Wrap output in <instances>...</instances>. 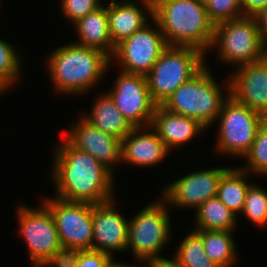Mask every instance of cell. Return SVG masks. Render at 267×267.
<instances>
[{
	"mask_svg": "<svg viewBox=\"0 0 267 267\" xmlns=\"http://www.w3.org/2000/svg\"><path fill=\"white\" fill-rule=\"evenodd\" d=\"M205 5L208 18L214 25L244 16L241 0H209Z\"/></svg>",
	"mask_w": 267,
	"mask_h": 267,
	"instance_id": "obj_29",
	"label": "cell"
},
{
	"mask_svg": "<svg viewBox=\"0 0 267 267\" xmlns=\"http://www.w3.org/2000/svg\"><path fill=\"white\" fill-rule=\"evenodd\" d=\"M113 256L95 250L84 251V267H105Z\"/></svg>",
	"mask_w": 267,
	"mask_h": 267,
	"instance_id": "obj_31",
	"label": "cell"
},
{
	"mask_svg": "<svg viewBox=\"0 0 267 267\" xmlns=\"http://www.w3.org/2000/svg\"><path fill=\"white\" fill-rule=\"evenodd\" d=\"M201 237L205 253L220 267H232L236 261V243L233 231L195 230Z\"/></svg>",
	"mask_w": 267,
	"mask_h": 267,
	"instance_id": "obj_24",
	"label": "cell"
},
{
	"mask_svg": "<svg viewBox=\"0 0 267 267\" xmlns=\"http://www.w3.org/2000/svg\"><path fill=\"white\" fill-rule=\"evenodd\" d=\"M153 19L168 46L195 47L206 54L212 44L214 24L206 5L198 0H161L152 3Z\"/></svg>",
	"mask_w": 267,
	"mask_h": 267,
	"instance_id": "obj_2",
	"label": "cell"
},
{
	"mask_svg": "<svg viewBox=\"0 0 267 267\" xmlns=\"http://www.w3.org/2000/svg\"><path fill=\"white\" fill-rule=\"evenodd\" d=\"M72 125L65 139L76 149L91 154L113 173L115 164L122 161V139L103 132L83 116Z\"/></svg>",
	"mask_w": 267,
	"mask_h": 267,
	"instance_id": "obj_15",
	"label": "cell"
},
{
	"mask_svg": "<svg viewBox=\"0 0 267 267\" xmlns=\"http://www.w3.org/2000/svg\"><path fill=\"white\" fill-rule=\"evenodd\" d=\"M91 110L84 118L107 134L123 139L134 129L107 92L97 96Z\"/></svg>",
	"mask_w": 267,
	"mask_h": 267,
	"instance_id": "obj_21",
	"label": "cell"
},
{
	"mask_svg": "<svg viewBox=\"0 0 267 267\" xmlns=\"http://www.w3.org/2000/svg\"><path fill=\"white\" fill-rule=\"evenodd\" d=\"M174 258L183 267H220L207 256L202 237L194 229L180 242Z\"/></svg>",
	"mask_w": 267,
	"mask_h": 267,
	"instance_id": "obj_25",
	"label": "cell"
},
{
	"mask_svg": "<svg viewBox=\"0 0 267 267\" xmlns=\"http://www.w3.org/2000/svg\"><path fill=\"white\" fill-rule=\"evenodd\" d=\"M244 158L248 163L241 169L251 174L267 175V119L258 129L255 140Z\"/></svg>",
	"mask_w": 267,
	"mask_h": 267,
	"instance_id": "obj_27",
	"label": "cell"
},
{
	"mask_svg": "<svg viewBox=\"0 0 267 267\" xmlns=\"http://www.w3.org/2000/svg\"><path fill=\"white\" fill-rule=\"evenodd\" d=\"M169 153L163 141L150 125L134 127L122 139L121 160L128 164L151 167L162 162Z\"/></svg>",
	"mask_w": 267,
	"mask_h": 267,
	"instance_id": "obj_17",
	"label": "cell"
},
{
	"mask_svg": "<svg viewBox=\"0 0 267 267\" xmlns=\"http://www.w3.org/2000/svg\"><path fill=\"white\" fill-rule=\"evenodd\" d=\"M84 267V251L64 254L52 267Z\"/></svg>",
	"mask_w": 267,
	"mask_h": 267,
	"instance_id": "obj_32",
	"label": "cell"
},
{
	"mask_svg": "<svg viewBox=\"0 0 267 267\" xmlns=\"http://www.w3.org/2000/svg\"><path fill=\"white\" fill-rule=\"evenodd\" d=\"M107 93L133 127L151 124L157 105L150 96L145 75L120 71L113 88Z\"/></svg>",
	"mask_w": 267,
	"mask_h": 267,
	"instance_id": "obj_12",
	"label": "cell"
},
{
	"mask_svg": "<svg viewBox=\"0 0 267 267\" xmlns=\"http://www.w3.org/2000/svg\"><path fill=\"white\" fill-rule=\"evenodd\" d=\"M205 54L195 47L168 46L146 75L150 96L156 105L164 101L205 65Z\"/></svg>",
	"mask_w": 267,
	"mask_h": 267,
	"instance_id": "obj_5",
	"label": "cell"
},
{
	"mask_svg": "<svg viewBox=\"0 0 267 267\" xmlns=\"http://www.w3.org/2000/svg\"><path fill=\"white\" fill-rule=\"evenodd\" d=\"M234 71L228 79L230 96L267 119V61L241 65Z\"/></svg>",
	"mask_w": 267,
	"mask_h": 267,
	"instance_id": "obj_16",
	"label": "cell"
},
{
	"mask_svg": "<svg viewBox=\"0 0 267 267\" xmlns=\"http://www.w3.org/2000/svg\"><path fill=\"white\" fill-rule=\"evenodd\" d=\"M19 231L26 242L33 267H52L64 254L55 220L42 202L39 208L21 204L16 209Z\"/></svg>",
	"mask_w": 267,
	"mask_h": 267,
	"instance_id": "obj_7",
	"label": "cell"
},
{
	"mask_svg": "<svg viewBox=\"0 0 267 267\" xmlns=\"http://www.w3.org/2000/svg\"><path fill=\"white\" fill-rule=\"evenodd\" d=\"M147 267H183L181 264L173 257L172 259L159 257L155 260L146 263Z\"/></svg>",
	"mask_w": 267,
	"mask_h": 267,
	"instance_id": "obj_35",
	"label": "cell"
},
{
	"mask_svg": "<svg viewBox=\"0 0 267 267\" xmlns=\"http://www.w3.org/2000/svg\"><path fill=\"white\" fill-rule=\"evenodd\" d=\"M218 120L220 125L216 142L217 151L244 157L249 152L258 129L266 119L229 95L221 106L216 121Z\"/></svg>",
	"mask_w": 267,
	"mask_h": 267,
	"instance_id": "obj_9",
	"label": "cell"
},
{
	"mask_svg": "<svg viewBox=\"0 0 267 267\" xmlns=\"http://www.w3.org/2000/svg\"><path fill=\"white\" fill-rule=\"evenodd\" d=\"M141 4L143 8L131 0H111L108 4L109 33L114 46L148 24V17L153 18L151 0H142Z\"/></svg>",
	"mask_w": 267,
	"mask_h": 267,
	"instance_id": "obj_18",
	"label": "cell"
},
{
	"mask_svg": "<svg viewBox=\"0 0 267 267\" xmlns=\"http://www.w3.org/2000/svg\"><path fill=\"white\" fill-rule=\"evenodd\" d=\"M12 44L0 39V76L11 86L16 84L20 76L22 60Z\"/></svg>",
	"mask_w": 267,
	"mask_h": 267,
	"instance_id": "obj_28",
	"label": "cell"
},
{
	"mask_svg": "<svg viewBox=\"0 0 267 267\" xmlns=\"http://www.w3.org/2000/svg\"><path fill=\"white\" fill-rule=\"evenodd\" d=\"M92 223V250L111 256L115 251H128L129 220L116 211L115 200L92 204Z\"/></svg>",
	"mask_w": 267,
	"mask_h": 267,
	"instance_id": "obj_14",
	"label": "cell"
},
{
	"mask_svg": "<svg viewBox=\"0 0 267 267\" xmlns=\"http://www.w3.org/2000/svg\"><path fill=\"white\" fill-rule=\"evenodd\" d=\"M256 227L267 225V191L257 184L251 185L246 193L244 207L241 212Z\"/></svg>",
	"mask_w": 267,
	"mask_h": 267,
	"instance_id": "obj_26",
	"label": "cell"
},
{
	"mask_svg": "<svg viewBox=\"0 0 267 267\" xmlns=\"http://www.w3.org/2000/svg\"><path fill=\"white\" fill-rule=\"evenodd\" d=\"M247 171L239 168H229L222 176L218 185L216 197L234 214H241L246 193L250 183L247 182Z\"/></svg>",
	"mask_w": 267,
	"mask_h": 267,
	"instance_id": "obj_22",
	"label": "cell"
},
{
	"mask_svg": "<svg viewBox=\"0 0 267 267\" xmlns=\"http://www.w3.org/2000/svg\"><path fill=\"white\" fill-rule=\"evenodd\" d=\"M74 27L79 38L75 43L88 48H95L113 56L115 46L109 33L107 7L100 6L96 10L75 22Z\"/></svg>",
	"mask_w": 267,
	"mask_h": 267,
	"instance_id": "obj_20",
	"label": "cell"
},
{
	"mask_svg": "<svg viewBox=\"0 0 267 267\" xmlns=\"http://www.w3.org/2000/svg\"><path fill=\"white\" fill-rule=\"evenodd\" d=\"M161 0H151L152 3H159Z\"/></svg>",
	"mask_w": 267,
	"mask_h": 267,
	"instance_id": "obj_38",
	"label": "cell"
},
{
	"mask_svg": "<svg viewBox=\"0 0 267 267\" xmlns=\"http://www.w3.org/2000/svg\"><path fill=\"white\" fill-rule=\"evenodd\" d=\"M241 5L244 16H253L267 6V0H241Z\"/></svg>",
	"mask_w": 267,
	"mask_h": 267,
	"instance_id": "obj_33",
	"label": "cell"
},
{
	"mask_svg": "<svg viewBox=\"0 0 267 267\" xmlns=\"http://www.w3.org/2000/svg\"><path fill=\"white\" fill-rule=\"evenodd\" d=\"M53 159L51 173L57 198L90 204L114 199V173L91 154L76 149L64 138Z\"/></svg>",
	"mask_w": 267,
	"mask_h": 267,
	"instance_id": "obj_1",
	"label": "cell"
},
{
	"mask_svg": "<svg viewBox=\"0 0 267 267\" xmlns=\"http://www.w3.org/2000/svg\"><path fill=\"white\" fill-rule=\"evenodd\" d=\"M151 21L155 28L148 23L115 46L110 63L116 59L121 65L120 71L146 76L168 47L158 23L153 18Z\"/></svg>",
	"mask_w": 267,
	"mask_h": 267,
	"instance_id": "obj_11",
	"label": "cell"
},
{
	"mask_svg": "<svg viewBox=\"0 0 267 267\" xmlns=\"http://www.w3.org/2000/svg\"><path fill=\"white\" fill-rule=\"evenodd\" d=\"M194 230L234 231L236 214L229 210L217 197L209 198L195 212Z\"/></svg>",
	"mask_w": 267,
	"mask_h": 267,
	"instance_id": "obj_23",
	"label": "cell"
},
{
	"mask_svg": "<svg viewBox=\"0 0 267 267\" xmlns=\"http://www.w3.org/2000/svg\"><path fill=\"white\" fill-rule=\"evenodd\" d=\"M222 62L234 68L265 58L267 45L253 16H243L214 25L212 44Z\"/></svg>",
	"mask_w": 267,
	"mask_h": 267,
	"instance_id": "obj_6",
	"label": "cell"
},
{
	"mask_svg": "<svg viewBox=\"0 0 267 267\" xmlns=\"http://www.w3.org/2000/svg\"><path fill=\"white\" fill-rule=\"evenodd\" d=\"M47 59L55 92L67 95L90 91L111 65L102 51L74 42L54 49Z\"/></svg>",
	"mask_w": 267,
	"mask_h": 267,
	"instance_id": "obj_3",
	"label": "cell"
},
{
	"mask_svg": "<svg viewBox=\"0 0 267 267\" xmlns=\"http://www.w3.org/2000/svg\"><path fill=\"white\" fill-rule=\"evenodd\" d=\"M259 32L267 45V6L260 9L253 15Z\"/></svg>",
	"mask_w": 267,
	"mask_h": 267,
	"instance_id": "obj_34",
	"label": "cell"
},
{
	"mask_svg": "<svg viewBox=\"0 0 267 267\" xmlns=\"http://www.w3.org/2000/svg\"><path fill=\"white\" fill-rule=\"evenodd\" d=\"M198 1L206 4L209 0H198Z\"/></svg>",
	"mask_w": 267,
	"mask_h": 267,
	"instance_id": "obj_39",
	"label": "cell"
},
{
	"mask_svg": "<svg viewBox=\"0 0 267 267\" xmlns=\"http://www.w3.org/2000/svg\"><path fill=\"white\" fill-rule=\"evenodd\" d=\"M42 202L49 208L55 220L65 254L92 250V204L65 201L57 197H46Z\"/></svg>",
	"mask_w": 267,
	"mask_h": 267,
	"instance_id": "obj_10",
	"label": "cell"
},
{
	"mask_svg": "<svg viewBox=\"0 0 267 267\" xmlns=\"http://www.w3.org/2000/svg\"><path fill=\"white\" fill-rule=\"evenodd\" d=\"M168 204L161 198L146 205L129 219L128 245L133 257L147 263L161 256L165 244L171 238V218Z\"/></svg>",
	"mask_w": 267,
	"mask_h": 267,
	"instance_id": "obj_8",
	"label": "cell"
},
{
	"mask_svg": "<svg viewBox=\"0 0 267 267\" xmlns=\"http://www.w3.org/2000/svg\"><path fill=\"white\" fill-rule=\"evenodd\" d=\"M11 85L2 77L0 76V94L5 92V90H9Z\"/></svg>",
	"mask_w": 267,
	"mask_h": 267,
	"instance_id": "obj_37",
	"label": "cell"
},
{
	"mask_svg": "<svg viewBox=\"0 0 267 267\" xmlns=\"http://www.w3.org/2000/svg\"><path fill=\"white\" fill-rule=\"evenodd\" d=\"M229 168H213L195 171L164 186L162 199L168 206L195 207V210L209 198L216 197L221 176ZM170 204V205H169Z\"/></svg>",
	"mask_w": 267,
	"mask_h": 267,
	"instance_id": "obj_13",
	"label": "cell"
},
{
	"mask_svg": "<svg viewBox=\"0 0 267 267\" xmlns=\"http://www.w3.org/2000/svg\"><path fill=\"white\" fill-rule=\"evenodd\" d=\"M139 265L136 266L134 265H128L127 263H122V262H116L113 258L107 263L105 267H138Z\"/></svg>",
	"mask_w": 267,
	"mask_h": 267,
	"instance_id": "obj_36",
	"label": "cell"
},
{
	"mask_svg": "<svg viewBox=\"0 0 267 267\" xmlns=\"http://www.w3.org/2000/svg\"><path fill=\"white\" fill-rule=\"evenodd\" d=\"M150 126L156 131L170 152L172 148L180 147L190 142L207 129L198 120L170 112L157 105Z\"/></svg>",
	"mask_w": 267,
	"mask_h": 267,
	"instance_id": "obj_19",
	"label": "cell"
},
{
	"mask_svg": "<svg viewBox=\"0 0 267 267\" xmlns=\"http://www.w3.org/2000/svg\"><path fill=\"white\" fill-rule=\"evenodd\" d=\"M207 67L181 84L161 105L170 112L198 120L206 128L216 122L223 102L230 95V81L224 86L227 92L221 90Z\"/></svg>",
	"mask_w": 267,
	"mask_h": 267,
	"instance_id": "obj_4",
	"label": "cell"
},
{
	"mask_svg": "<svg viewBox=\"0 0 267 267\" xmlns=\"http://www.w3.org/2000/svg\"><path fill=\"white\" fill-rule=\"evenodd\" d=\"M264 59L267 61V49H266V54H265V58Z\"/></svg>",
	"mask_w": 267,
	"mask_h": 267,
	"instance_id": "obj_40",
	"label": "cell"
},
{
	"mask_svg": "<svg viewBox=\"0 0 267 267\" xmlns=\"http://www.w3.org/2000/svg\"><path fill=\"white\" fill-rule=\"evenodd\" d=\"M101 0H61V10L65 18L70 19L71 23L77 22L87 14L96 10L103 4Z\"/></svg>",
	"mask_w": 267,
	"mask_h": 267,
	"instance_id": "obj_30",
	"label": "cell"
}]
</instances>
